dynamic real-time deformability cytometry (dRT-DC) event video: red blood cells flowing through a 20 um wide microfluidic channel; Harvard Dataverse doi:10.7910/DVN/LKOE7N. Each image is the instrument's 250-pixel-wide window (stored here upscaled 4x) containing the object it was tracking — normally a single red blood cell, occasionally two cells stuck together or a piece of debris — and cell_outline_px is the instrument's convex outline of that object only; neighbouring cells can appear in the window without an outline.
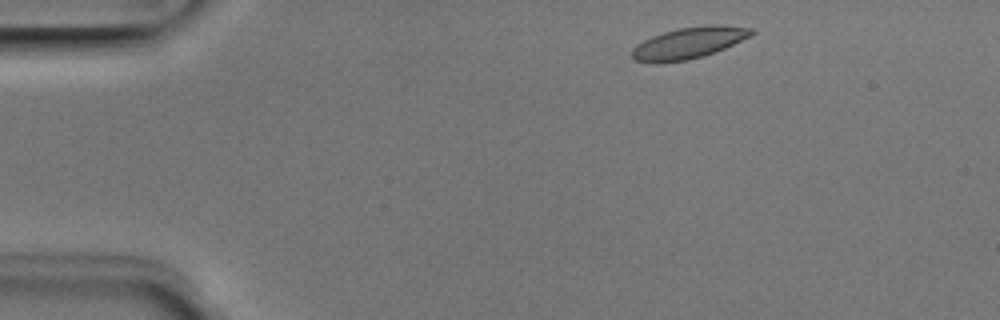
{"species": "Egyptian fruit bat (a non-hibernating species)", "species_latin": "Rousettus aegyptiacus", "temperature_condition": "room temperature", "stored_images_in_passage": 4, "camera_frame_rate_fps": 3000, "um_per_image_px": 0.085, "animal": {"sex": "male"}, "frame": {"image": 1, "passage_image": 1, "time_ms": 0.0, "image_size_px": [1000, 320], "cell_outline_px": [[756, 32], [752, 36], [724, 48], [704, 56], [688, 60], [632, 60], [632, 48], [636, 44], [652, 36], [664, 32], [680, 28], [708, 24], [724, 24], [756, 28]], "centroid_in_image_um": [58.68, 3.58], "position_along_channel_um": 26.3, "area_um2": 21.56}}